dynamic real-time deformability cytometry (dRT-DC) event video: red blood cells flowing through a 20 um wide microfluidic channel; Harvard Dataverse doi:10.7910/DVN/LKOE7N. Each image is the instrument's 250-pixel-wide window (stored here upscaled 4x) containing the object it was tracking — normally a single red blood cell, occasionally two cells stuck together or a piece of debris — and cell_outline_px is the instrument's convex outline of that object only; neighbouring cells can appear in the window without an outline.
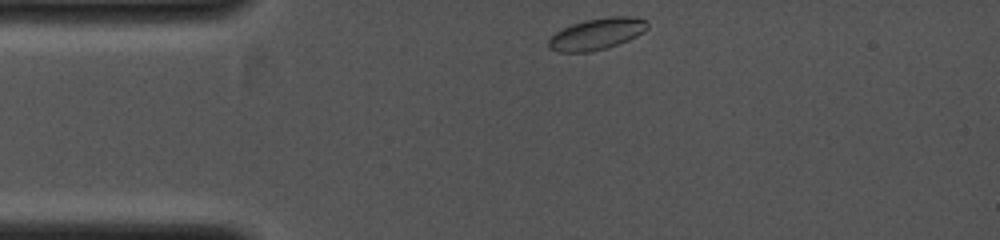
{"species": "common noctule bat (a hibernating species)", "species_latin": "Nyctalus noctula", "temperature_condition": "cold", "stored_images_in_passage": 30, "camera_frame_rate_fps": 4000, "um_per_image_px": 0.085, "animal": {"sex": "female", "body_mass_g": 19.0, "forearm_length_mm": 53.3}, "frame": {"image": 1, "passage_image": 1, "time_ms": 0.0, "image_size_px": [1000, 240], "cell_outline_px": [[648, 28], [644, 32], [628, 40], [608, 48], [588, 52], [556, 52], [548, 48], [548, 40], [556, 32], [572, 24], [584, 20], [608, 16], [632, 16], [648, 20]], "centroid_in_image_um": [50.75, 2.88], "position_along_channel_um": 34.3, "area_um2": 18.32}}
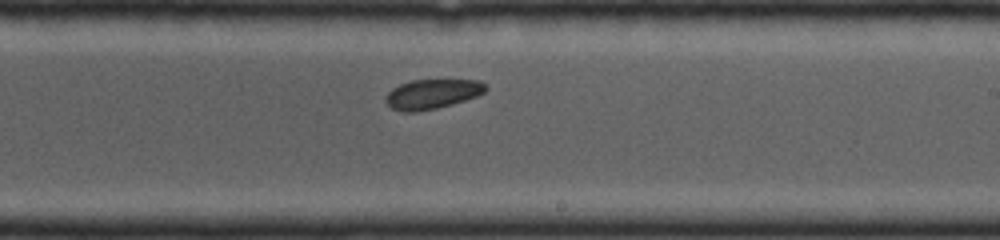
{"frame": {"image": 2, "passage_image": 18, "time_ms": 4.25, "image_size_px": [1000, 240], "cell_outline_px": [[488, 88], [484, 92], [476, 96], [452, 104], [436, 108], [416, 112], [404, 112], [392, 108], [384, 100], [384, 96], [392, 88], [400, 84], [412, 80], [480, 80]], "centroid_in_image_um": [36.71, 7.99], "position_along_channel_um": 252.3, "area_um2": 17.22}}
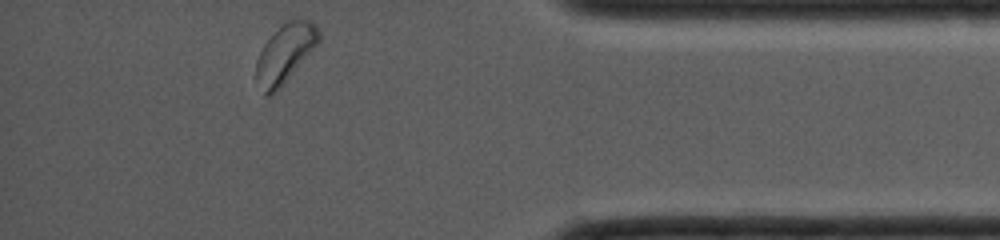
{"frame": {"image": 3, "passage_image": 30, "time_ms": 7.25, "image_size_px": [1000, 240], "cell_outline_px": [[320, 40], [280, 88], [268, 96], [264, 96], [256, 76], [256, 60], [264, 44], [288, 20], [312, 20], [316, 24], [320, 32]], "centroid_in_image_um": [24.24, 4.55], "position_along_channel_um": 411.0, "area_um2": 20.75}}